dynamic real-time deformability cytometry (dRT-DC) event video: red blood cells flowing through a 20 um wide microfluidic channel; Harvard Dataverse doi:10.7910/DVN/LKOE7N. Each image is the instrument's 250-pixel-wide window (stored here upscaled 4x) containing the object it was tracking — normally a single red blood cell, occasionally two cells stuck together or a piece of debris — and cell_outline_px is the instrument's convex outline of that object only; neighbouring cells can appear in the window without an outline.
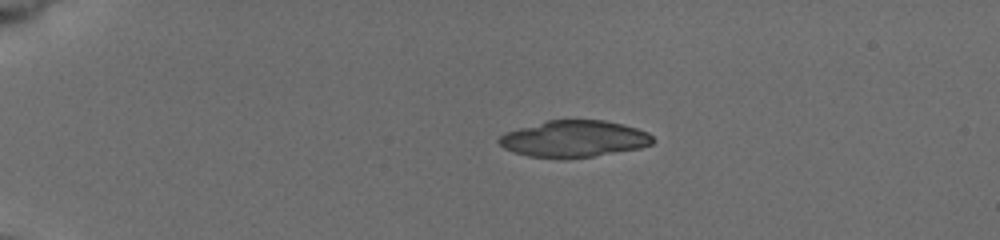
{"species": "common noctule bat (a hibernating species)", "species_latin": "Nyctalus noctula", "temperature_condition": "cold", "stored_images_in_passage": 16, "camera_frame_rate_fps": 3000, "um_per_image_px": 0.085, "animal": {"sex": "female", "body_mass_g": 19.5, "forearm_length_mm": 54.1}, "frame": {"image": 1, "passage_image": 1, "time_ms": 0.0, "image_size_px": [1000, 240], "cell_outline_px": [[656, 140], [652, 144], [640, 148], [592, 156], [528, 156], [504, 148], [496, 140], [504, 132], [548, 120], [604, 120], [624, 124], [648, 132]], "centroid_in_image_um": [48.83, 11.76], "position_along_channel_um": 36.2, "area_um2": 32.14}}